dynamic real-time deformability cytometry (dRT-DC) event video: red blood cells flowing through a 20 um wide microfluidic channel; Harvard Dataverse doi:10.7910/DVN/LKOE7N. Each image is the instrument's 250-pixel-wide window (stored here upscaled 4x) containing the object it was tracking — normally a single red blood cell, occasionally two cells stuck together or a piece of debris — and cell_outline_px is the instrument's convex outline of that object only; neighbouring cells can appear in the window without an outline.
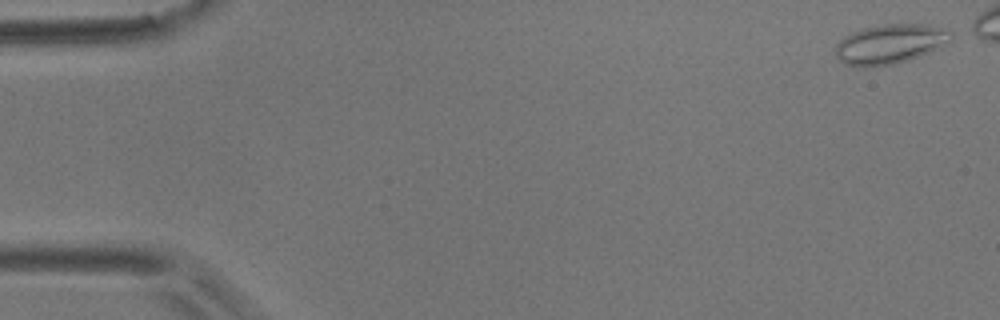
{"species": "common noctule bat (a hibernating species)", "species_latin": "Nyctalus noctula", "temperature_condition": "room temperature", "stored_images_in_passage": 45, "camera_frame_rate_fps": 3000, "um_per_image_px": 0.085, "animal": {"sex": "male", "body_mass_g": 17.9}, "frame": {"image": 1, "passage_image": 1, "time_ms": 0.0, "image_size_px": [1000, 320], "cell_outline_px": [[956, 32], [952, 40], [940, 48], [908, 60], [892, 64], [864, 68], [860, 68], [844, 64], [836, 56], [836, 44], [844, 36], [852, 32], [876, 24], [924, 24], [948, 28]], "centroid_in_image_um": [75.7, 3.73], "position_along_channel_um": 9.3, "area_um2": 27.22}}
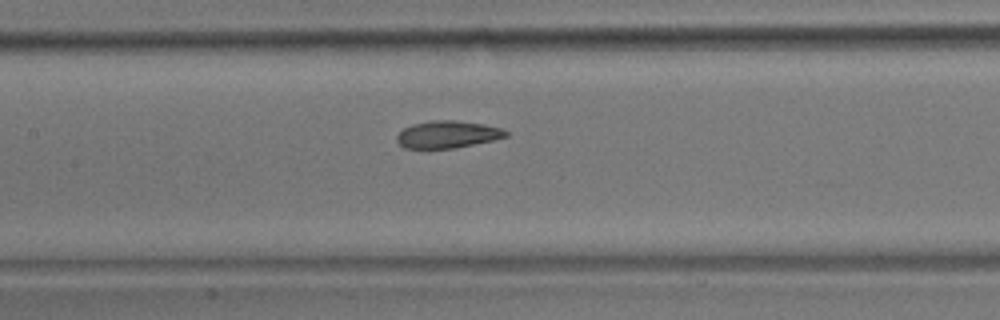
{"frame": {"image": 2, "passage_image": 25, "time_ms": 8.0, "image_size_px": [1000, 320], "cell_outline_px": [[508, 136], [492, 140], [456, 148], [404, 148], [396, 140], [396, 136], [404, 128], [412, 124], [432, 120], [456, 120], [484, 124], [504, 128], [508, 132]], "centroid_in_image_um": [38.06, 11.42], "position_along_channel_um": 169.3, "area_um2": 17.34}}
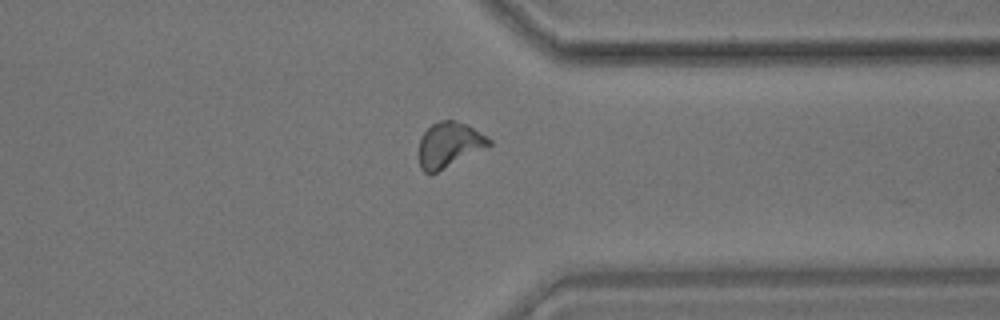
{"frame": {"image": 3, "passage_image": 42, "time_ms": 13.667, "image_size_px": [1000, 320], "cell_outline_px": [[492, 144], [436, 172], [424, 172], [420, 168], [420, 140], [424, 132], [432, 124], [440, 120], [456, 120], [468, 124], [492, 140]], "centroid_in_image_um": [38.19, 12.27], "position_along_channel_um": 373.2, "area_um2": 18.03}}